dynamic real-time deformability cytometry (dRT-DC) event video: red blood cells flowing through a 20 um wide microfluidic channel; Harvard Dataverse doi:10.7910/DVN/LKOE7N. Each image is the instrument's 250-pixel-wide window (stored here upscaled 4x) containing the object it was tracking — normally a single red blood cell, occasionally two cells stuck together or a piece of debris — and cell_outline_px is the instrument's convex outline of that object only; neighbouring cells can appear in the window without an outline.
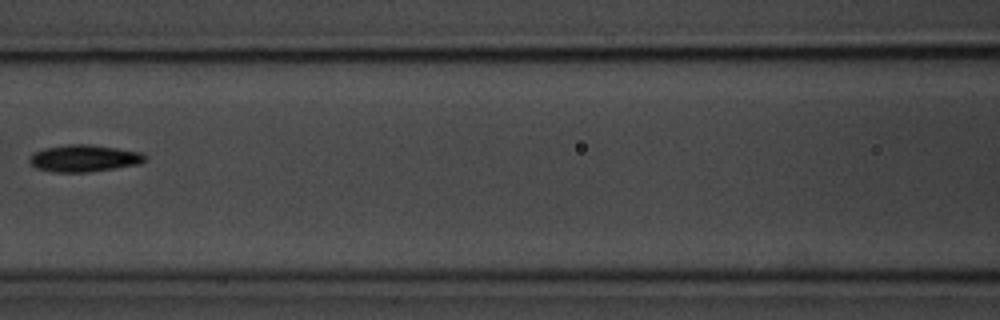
{"species": "common noctule bat (a hibernating species)", "species_latin": "Nyctalus noctula", "temperature_condition": "room temperature", "stored_images_in_passage": 5, "camera_frame_rate_fps": 3000, "um_per_image_px": 0.085, "animal": {"sex": "male", "body_mass_g": 20.1, "forearm_length_mm": 53.5}, "frame": {"image": 1, "passage_image": 4, "time_ms": 3.667, "image_size_px": [1000, 320], "cell_outline_px": [[148, 156], [140, 164], [88, 172], [52, 172], [36, 168], [28, 160], [32, 152], [44, 148], [68, 144], [88, 144], [116, 148], [140, 152]], "centroid_in_image_um": [7.11, 13.45], "position_along_channel_um": 159.5, "area_um2": 18.15}}
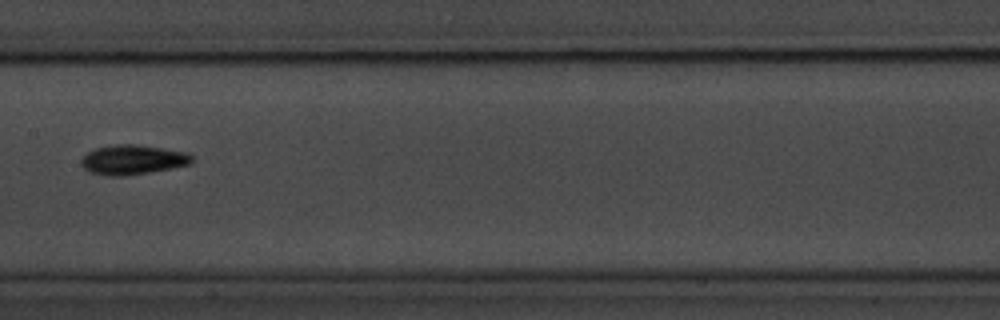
{"frame": {"image": 2, "passage_image": 5, "time_ms": 4.667, "image_size_px": [1000, 320], "cell_outline_px": [[192, 164], [172, 168], [148, 172], [120, 176], [108, 176], [88, 172], [80, 164], [80, 160], [88, 152], [96, 148], [116, 144], [136, 144], [188, 152], [192, 156]], "centroid_in_image_um": [11.27, 13.57], "position_along_channel_um": 196.1, "area_um2": 19.13}}